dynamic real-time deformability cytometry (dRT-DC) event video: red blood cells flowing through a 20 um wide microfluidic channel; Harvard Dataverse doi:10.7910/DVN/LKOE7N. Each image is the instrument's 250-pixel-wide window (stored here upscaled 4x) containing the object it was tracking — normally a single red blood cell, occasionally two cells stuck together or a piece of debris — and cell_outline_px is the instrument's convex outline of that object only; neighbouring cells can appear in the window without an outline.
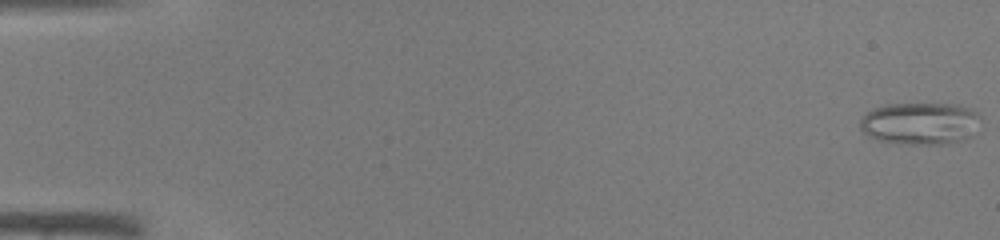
{"species": "common noctule bat (a hibernating species)", "species_latin": "Nyctalus noctula", "temperature_condition": "warm", "stored_images_in_passage": 45, "camera_frame_rate_fps": 3000, "um_per_image_px": 0.085, "animal": {"sex": "male", "body_mass_g": 19.0, "forearm_length_mm": 50.8}, "frame": {"image": 1, "passage_image": 1, "time_ms": 0.0, "image_size_px": [1000, 240], "cell_outline_px": [[980, 116], [972, 136], [960, 140], [940, 144], [908, 144], [880, 140], [868, 136], [860, 128], [860, 120], [872, 108], [884, 104], [956, 104], [968, 108], [976, 112]], "centroid_in_image_um": [78.19, 10.48], "position_along_channel_um": 6.8, "area_um2": 29.36}}
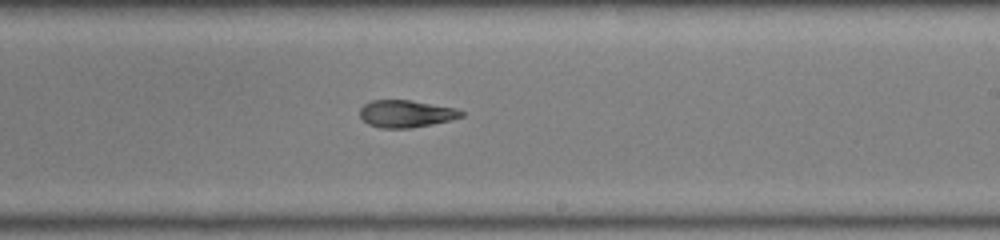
{"frame": {"image": 2, "passage_image": 28, "time_ms": 9.0, "image_size_px": [1000, 240], "cell_outline_px": [[464, 116], [432, 124], [412, 128], [380, 128], [368, 124], [360, 116], [360, 108], [364, 104], [372, 100], [408, 100], [456, 108], [464, 112]], "centroid_in_image_um": [34.5, 9.67], "position_along_channel_um": 254.5, "area_um2": 16.01}}
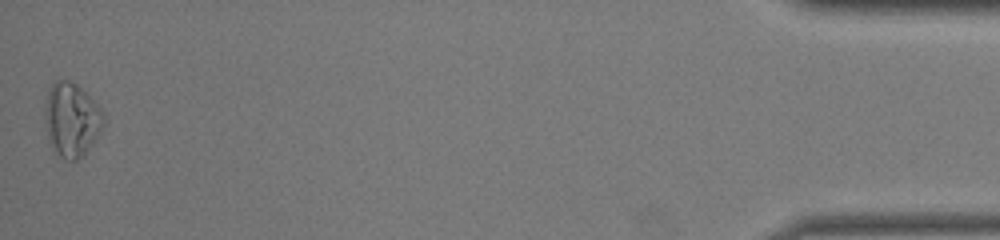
{"frame": {"image": 3, "passage_image": 45, "time_ms": 14.667, "image_size_px": [1000, 240], "cell_outline_px": [[104, 124], [100, 132], [84, 156], [76, 160], [64, 160], [52, 152], [48, 136], [44, 116], [44, 104], [48, 92], [52, 84], [56, 80], [68, 80], [76, 84], [100, 108], [104, 116]], "centroid_in_image_um": [6.05, 10.22], "position_along_channel_um": 429.1, "area_um2": 25.37}}